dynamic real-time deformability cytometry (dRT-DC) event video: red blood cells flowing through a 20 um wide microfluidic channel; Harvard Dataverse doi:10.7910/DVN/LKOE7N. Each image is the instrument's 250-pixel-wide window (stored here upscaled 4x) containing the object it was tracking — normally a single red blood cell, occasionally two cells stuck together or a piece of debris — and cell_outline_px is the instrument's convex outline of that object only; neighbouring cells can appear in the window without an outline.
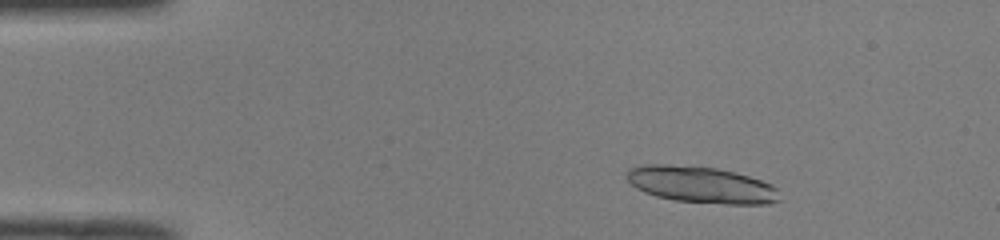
{"species": "common noctule bat (a hibernating species)", "species_latin": "Nyctalus noctula", "temperature_condition": "room temperature", "stored_images_in_passage": 31, "camera_frame_rate_fps": 3000, "um_per_image_px": 0.085, "animal": {"sex": "male", "body_mass_g": 19.0, "forearm_length_mm": 50.8}, "frame": {"image": 1, "passage_image": 1, "time_ms": 0.0, "image_size_px": [1000, 240], "cell_outline_px": [[780, 200], [768, 204], [728, 204], [676, 200], [656, 196], [644, 192], [636, 188], [628, 180], [628, 168], [644, 164], [668, 164], [716, 168], [736, 172], [772, 184], [776, 188]], "centroid_in_image_um": [59.61, 15.69], "position_along_channel_um": 25.4, "area_um2": 32.37}}